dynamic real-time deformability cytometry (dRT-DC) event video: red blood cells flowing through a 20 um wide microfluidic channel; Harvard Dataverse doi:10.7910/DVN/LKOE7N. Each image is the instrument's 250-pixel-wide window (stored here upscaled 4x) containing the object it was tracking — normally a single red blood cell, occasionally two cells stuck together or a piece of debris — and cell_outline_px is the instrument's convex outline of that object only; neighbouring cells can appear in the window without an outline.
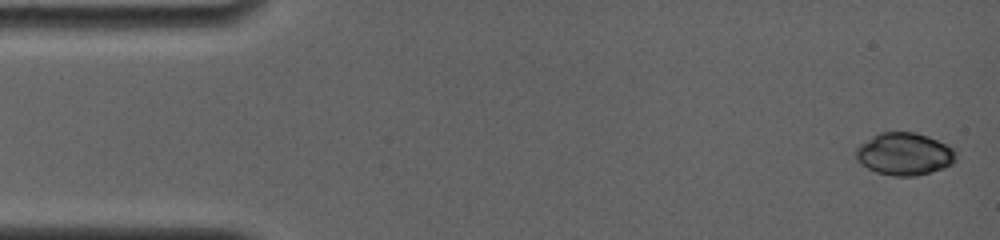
{"species": "common noctule bat (a hibernating species)", "species_latin": "Nyctalus noctula", "temperature_condition": "room temperature", "stored_images_in_passage": 12, "camera_frame_rate_fps": 4000, "um_per_image_px": 0.085, "animal": {"sex": "female", "body_mass_g": 19.0, "forearm_length_mm": 56.7}, "frame": {"image": 1, "passage_image": 1, "time_ms": 0.0, "image_size_px": [1000, 240], "cell_outline_px": [[956, 160], [952, 164], [944, 168], [916, 176], [892, 176], [876, 172], [860, 164], [856, 156], [856, 148], [860, 144], [880, 132], [916, 132], [928, 136], [952, 148], [956, 152]], "centroid_in_image_um": [76.87, 13.09], "position_along_channel_um": 8.1, "area_um2": 24.68}}
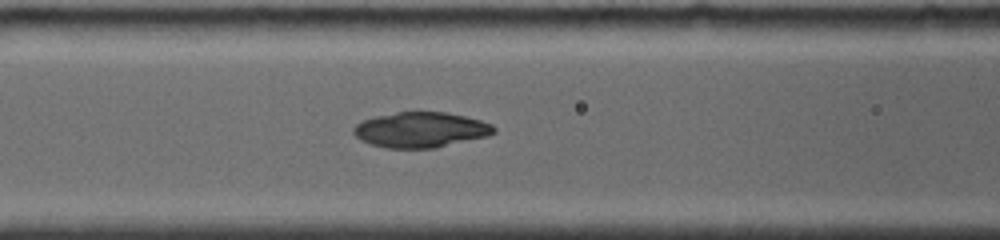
{"frame": {"image": 2, "passage_image": 9, "time_ms": 6.25, "image_size_px": [1000, 240], "cell_outline_px": [[496, 132], [488, 136], [436, 148], [388, 148], [372, 144], [360, 140], [352, 132], [352, 128], [356, 124], [364, 120], [376, 116], [396, 112], [444, 112], [464, 116], [480, 120], [492, 124], [496, 128]], "centroid_in_image_um": [35.77, 11.04], "position_along_channel_um": 130.8, "area_um2": 28.9}}
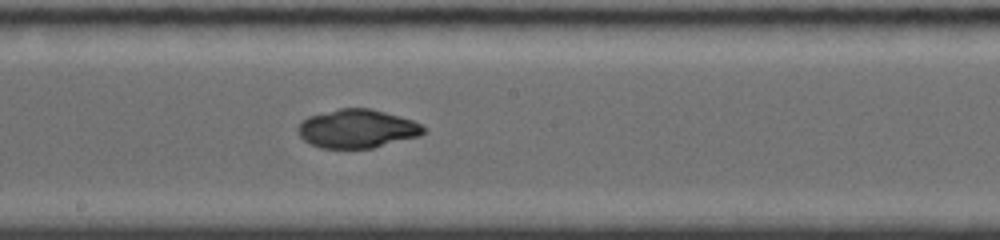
{"frame": {"image": 3, "passage_image": 12, "time_ms": 8.5, "image_size_px": [1000, 240], "cell_outline_px": [[424, 132], [420, 136], [372, 148], [320, 148], [304, 140], [300, 136], [296, 128], [308, 116], [340, 108], [368, 108], [384, 112], [412, 120], [420, 124], [424, 128]], "centroid_in_image_um": [30.34, 10.94], "position_along_channel_um": 217.9, "area_um2": 27.98}}